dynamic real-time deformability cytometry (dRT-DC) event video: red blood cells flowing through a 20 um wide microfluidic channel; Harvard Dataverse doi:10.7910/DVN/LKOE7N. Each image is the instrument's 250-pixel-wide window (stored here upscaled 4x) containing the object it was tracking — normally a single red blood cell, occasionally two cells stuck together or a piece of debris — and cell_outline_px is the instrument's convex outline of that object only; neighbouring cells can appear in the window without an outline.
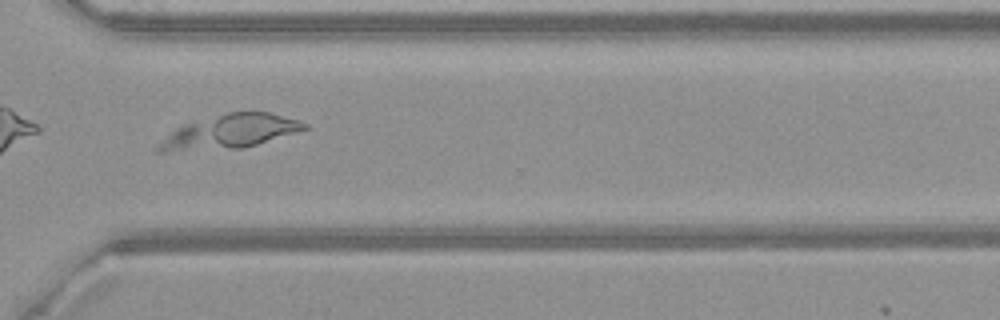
{"species": "common noctule bat (a hibernating species)", "species_latin": "Nyctalus noctula", "temperature_condition": "warm", "stored_images_in_passage": 66, "camera_frame_rate_fps": 3000, "um_per_image_px": 0.085, "animal": {"sex": "female", "body_mass_g": 21.9}, "frame": {"image": 1, "passage_image": 50, "time_ms": 16.333, "image_size_px": [1000, 320], "cell_outline_px": [[308, 128], [296, 132], [244, 148], [164, 152], [156, 152], [156, 148], [176, 128], [184, 124], [228, 112], [268, 112], [300, 120], [308, 124]], "centroid_in_image_um": [19.57, 11.2], "position_along_channel_um": 351.0, "area_um2": 28.38}}